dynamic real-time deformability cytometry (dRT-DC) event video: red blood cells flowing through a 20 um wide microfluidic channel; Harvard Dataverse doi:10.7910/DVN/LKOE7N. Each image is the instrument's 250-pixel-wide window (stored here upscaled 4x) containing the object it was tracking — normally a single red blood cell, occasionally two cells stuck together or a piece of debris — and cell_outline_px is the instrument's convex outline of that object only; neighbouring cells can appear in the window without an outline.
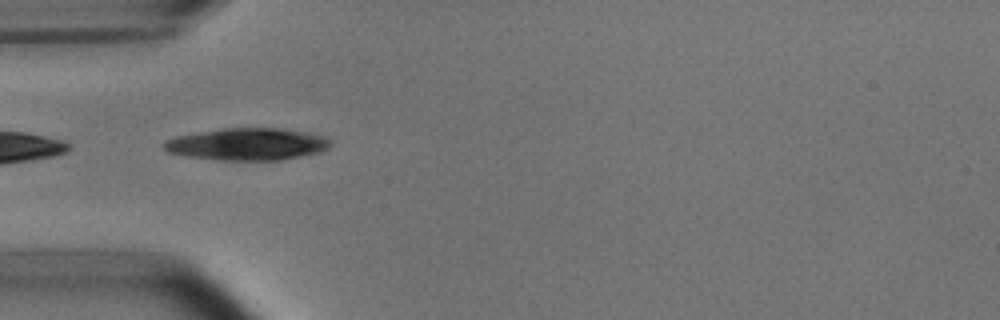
{"species": "common noctule bat (a hibernating species)", "species_latin": "Nyctalus noctula", "temperature_condition": "room temperature", "stored_images_in_passage": 3, "camera_frame_rate_fps": 3000, "um_per_image_px": 0.085, "animal": {"sex": "male", "body_mass_g": 15.6}, "frame": {"image": 1, "passage_image": 1, "time_ms": 0.0, "image_size_px": [1000, 320], "cell_outline_px": [[332, 144], [328, 148], [320, 152], [280, 160], [220, 160], [188, 156], [168, 152], [160, 144], [164, 140], [176, 136], [224, 128], [276, 128], [308, 132], [324, 136]], "centroid_in_image_um": [21.0, 12.25], "position_along_channel_um": 64.0, "area_um2": 31.1}}